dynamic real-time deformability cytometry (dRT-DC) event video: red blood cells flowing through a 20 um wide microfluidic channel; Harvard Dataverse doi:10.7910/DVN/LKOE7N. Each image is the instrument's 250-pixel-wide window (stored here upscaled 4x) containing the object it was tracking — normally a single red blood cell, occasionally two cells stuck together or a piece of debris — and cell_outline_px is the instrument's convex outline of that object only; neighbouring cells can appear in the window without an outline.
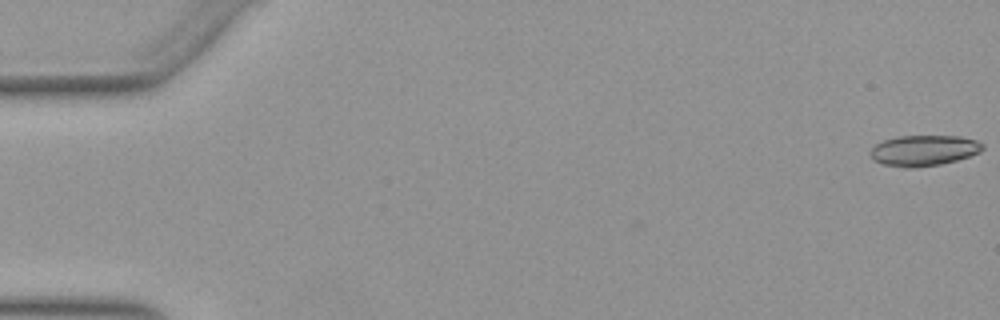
{"species": "Egyptian fruit bat (a non-hibernating species)", "species_latin": "Rousettus aegyptiacus", "temperature_condition": "warm", "stored_images_in_passage": 53, "camera_frame_rate_fps": 3000, "um_per_image_px": 0.085, "animal": {"sex": "female"}, "frame": {"image": 1, "passage_image": 1, "time_ms": 0.0, "image_size_px": [1000, 320], "cell_outline_px": [[984, 148], [980, 152], [956, 160], [940, 164], [916, 168], [904, 168], [884, 164], [872, 160], [872, 148], [876, 144], [884, 140], [900, 136], [960, 136], [976, 140], [984, 144]], "centroid_in_image_um": [78.54, 12.79], "position_along_channel_um": 6.5, "area_um2": 20.0}}
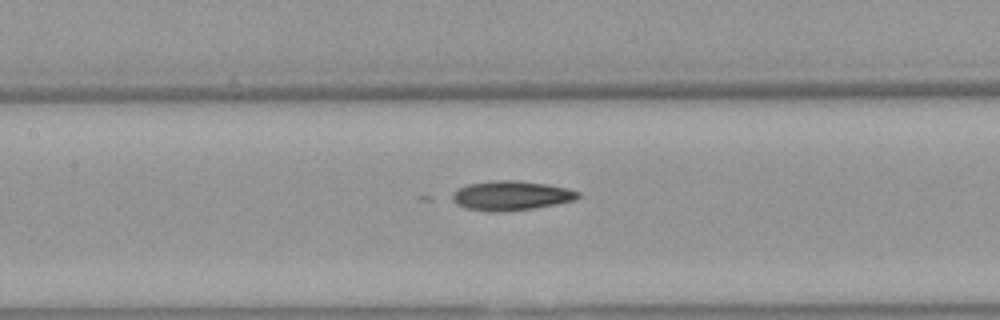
{"frame": {"image": 2, "passage_image": 25, "time_ms": 8.0, "image_size_px": [1000, 320], "cell_outline_px": [[580, 196], [576, 200], [556, 204], [532, 208], [496, 212], [492, 212], [468, 208], [456, 204], [452, 196], [452, 192], [468, 184], [496, 180], [516, 180], [548, 184], [568, 188], [580, 192]], "centroid_in_image_um": [43.48, 16.61], "position_along_channel_um": 163.9, "area_um2": 21.44}}
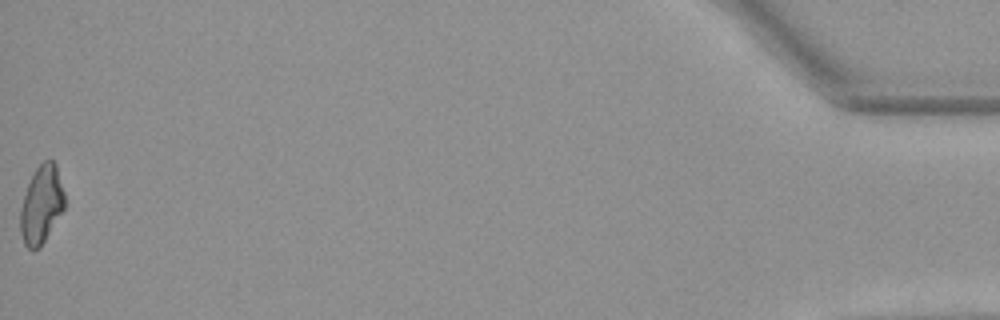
{"frame": {"image": 3, "passage_image": 53, "time_ms": 17.333, "image_size_px": [1000, 320], "cell_outline_px": [[68, 204], [40, 248], [32, 252], [24, 244], [20, 232], [20, 208], [28, 184], [36, 168], [44, 160], [52, 160], [56, 164]], "centroid_in_image_um": [3.55, 17.43], "position_along_channel_um": 431.6, "area_um2": 20.52}}